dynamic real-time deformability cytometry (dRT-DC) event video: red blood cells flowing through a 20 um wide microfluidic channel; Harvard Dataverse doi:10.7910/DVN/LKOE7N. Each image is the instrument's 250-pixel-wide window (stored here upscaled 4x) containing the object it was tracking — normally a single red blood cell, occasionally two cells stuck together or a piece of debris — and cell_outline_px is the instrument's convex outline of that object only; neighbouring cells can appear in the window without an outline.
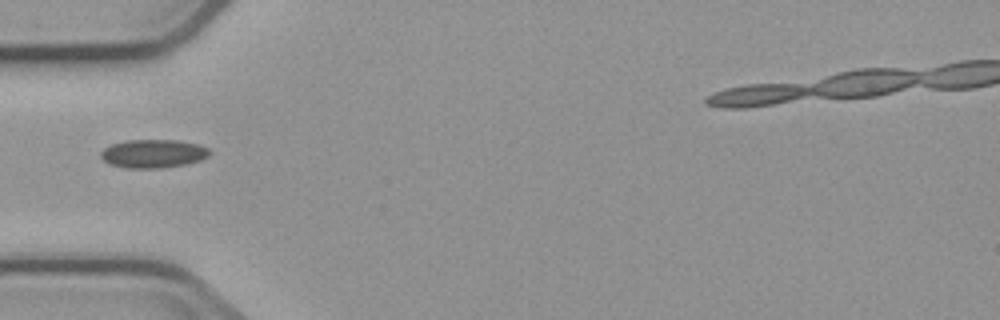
{"species": "common noctule bat (a hibernating species)", "species_latin": "Nyctalus noctula", "temperature_condition": "cold", "stored_images_in_passage": 5, "camera_frame_rate_fps": 3000, "um_per_image_px": 0.085, "animal": {"sex": "male", "body_mass_g": 23.1, "forearm_length_mm": 52.7}, "frame": {"image": 1, "passage_image": 4, "time_ms": 3.667, "image_size_px": [1000, 320], "cell_outline_px": [[212, 152], [208, 156], [200, 160], [184, 164], [160, 168], [124, 168], [112, 164], [104, 160], [100, 156], [100, 152], [104, 148], [112, 144], [128, 140], [176, 140], [196, 144], [208, 148]], "centroid_in_image_um": [13.02, 13.06], "position_along_channel_um": 72.0, "area_um2": 17.86}}
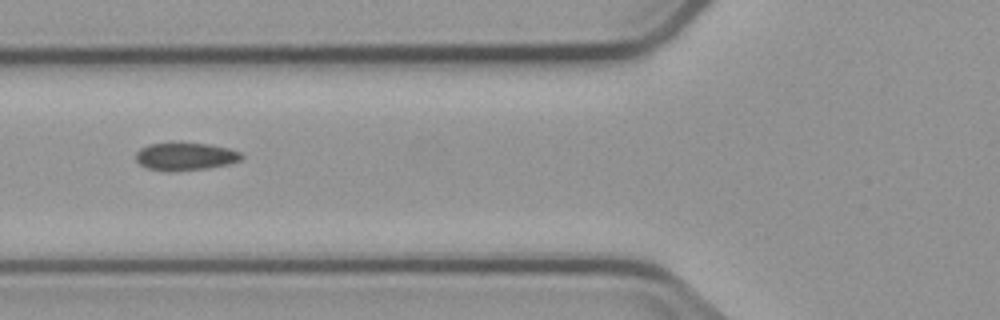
{"frame": {"image": 2, "passage_image": 5, "time_ms": 4.667, "image_size_px": [1000, 320], "cell_outline_px": [[244, 156], [240, 160], [232, 164], [208, 168], [176, 172], [164, 172], [148, 168], [140, 164], [136, 160], [136, 152], [140, 148], [148, 144], [208, 144], [228, 148], [240, 152]], "centroid_in_image_um": [15.77, 13.33], "position_along_channel_um": 110.0, "area_um2": 17.11}}